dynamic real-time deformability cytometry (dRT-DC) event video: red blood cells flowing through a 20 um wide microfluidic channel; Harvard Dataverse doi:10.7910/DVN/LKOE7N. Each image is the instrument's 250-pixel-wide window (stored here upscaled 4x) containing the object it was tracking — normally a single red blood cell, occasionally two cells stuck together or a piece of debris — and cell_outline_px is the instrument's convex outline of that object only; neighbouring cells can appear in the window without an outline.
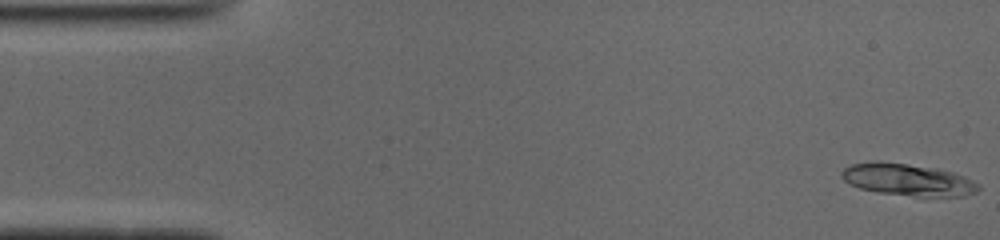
{"species": "common noctule bat (a hibernating species)", "species_latin": "Nyctalus noctula", "temperature_condition": "cold", "stored_images_in_passage": 13, "camera_frame_rate_fps": 3000, "um_per_image_px": 0.085, "animal": {"sex": "male", "body_mass_g": 19.0, "forearm_length_mm": 50.8}, "frame": {"image": 1, "passage_image": 1, "time_ms": 0.0, "image_size_px": [1000, 240], "cell_outline_px": [[980, 188], [976, 192], [964, 196], [916, 196], [880, 192], [860, 188], [848, 184], [840, 176], [840, 172], [844, 168], [852, 164], [876, 160], [880, 160], [936, 168], [952, 172], [964, 176], [980, 184]], "centroid_in_image_um": [77.14, 15.26], "position_along_channel_um": 7.9, "area_um2": 25.61}}